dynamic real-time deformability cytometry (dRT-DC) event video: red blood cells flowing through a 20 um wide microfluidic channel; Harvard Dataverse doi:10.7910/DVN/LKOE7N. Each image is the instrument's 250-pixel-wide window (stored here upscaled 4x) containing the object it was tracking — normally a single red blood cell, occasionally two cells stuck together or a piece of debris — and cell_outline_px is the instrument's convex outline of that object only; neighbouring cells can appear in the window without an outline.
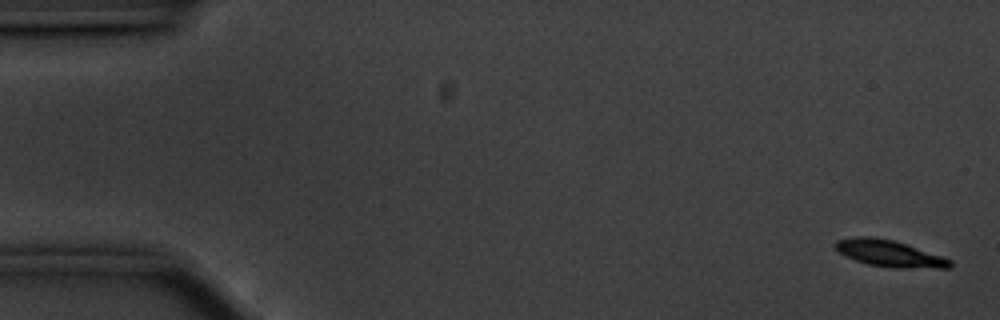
{"species": "common noctule bat (a hibernating species)", "species_latin": "Nyctalus noctula", "temperature_condition": "cold", "stored_images_in_passage": 58, "camera_frame_rate_fps": 3000, "um_per_image_px": 0.085, "animal": {"sex": "male", "body_mass_g": 20.1, "forearm_length_mm": 53.5}, "frame": {"image": 1, "passage_image": 2, "time_ms": 0.333, "image_size_px": [1000, 320], "cell_outline_px": [[952, 268], [892, 268], [868, 264], [856, 260], [840, 252], [832, 244], [836, 240], [856, 236], [872, 236], [892, 240], [952, 260]], "centroid_in_image_um": [75.58, 21.55], "position_along_channel_um": 9.4, "area_um2": 17.51}}
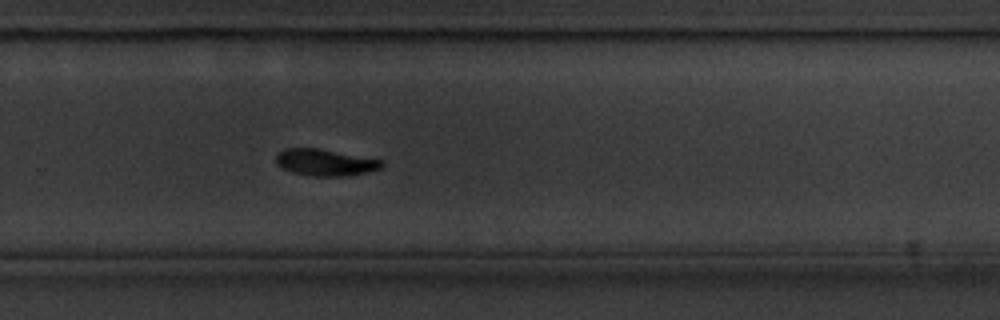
{"frame": {"image": 2, "passage_image": 38, "time_ms": 12.333, "image_size_px": [1000, 320], "cell_outline_px": [[384, 164], [380, 168], [368, 172], [348, 176], [312, 176], [292, 172], [276, 164], [276, 152], [284, 148], [320, 148], [384, 160]], "centroid_in_image_um": [27.65, 13.79], "position_along_channel_um": 302.2, "area_um2": 16.65}}
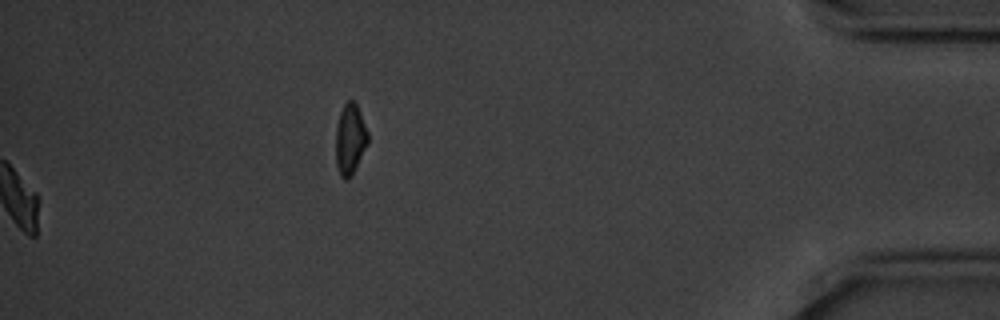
{"frame": {"image": 3, "passage_image": 58, "time_ms": 19.0, "image_size_px": [1000, 320], "cell_outline_px": [[368, 144], [352, 176], [344, 180], [340, 176], [336, 164], [336, 124], [340, 112], [344, 104], [348, 100], [352, 100], [356, 104], [360, 112], [368, 132]], "centroid_in_image_um": [29.76, 11.85], "position_along_channel_um": 405.4, "area_um2": 13.35}, "authors_computed_cell_mechanics": {"area_um2": 17.629, "velocity_mm_per_s": 3.5065, "shape_relaxation_time_tau1_ms": 2.132, "shape_relaxation_time_tau2_ms": null, "deformation_change_tau1": 0.0984, "deformation_change_tau2": null}}